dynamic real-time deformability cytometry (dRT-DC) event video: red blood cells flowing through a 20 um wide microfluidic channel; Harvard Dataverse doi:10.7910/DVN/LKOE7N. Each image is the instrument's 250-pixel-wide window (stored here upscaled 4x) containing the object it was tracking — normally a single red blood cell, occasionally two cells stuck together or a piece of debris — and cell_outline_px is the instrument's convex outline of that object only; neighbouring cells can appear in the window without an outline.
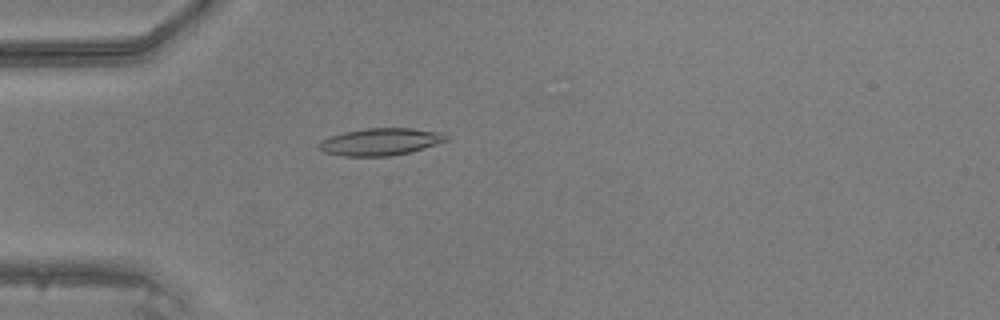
{"species": "common noctule bat (a hibernating species)", "species_latin": "Nyctalus noctula", "temperature_condition": "warm", "stored_images_in_passage": 38, "camera_frame_rate_fps": 3000, "um_per_image_px": 0.085, "animal": {"sex": "male", "body_mass_g": 20.5, "forearm_length_mm": 52.5}, "frame": {"image": 1, "passage_image": 5, "time_ms": 1.333, "image_size_px": [1000, 320], "cell_outline_px": [[448, 140], [412, 152], [388, 156], [344, 156], [324, 152], [316, 148], [316, 144], [320, 140], [344, 132], [368, 128], [412, 128], [440, 132], [448, 136]], "centroid_in_image_um": [32.31, 12.05], "position_along_channel_um": 52.7, "area_um2": 20.23}}
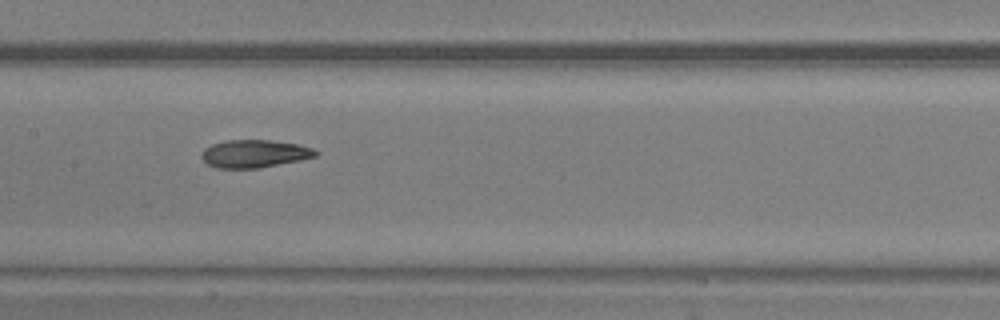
{"frame": {"image": 2, "passage_image": 15, "time_ms": 4.667, "image_size_px": [1000, 320], "cell_outline_px": [[320, 152], [316, 156], [300, 160], [256, 168], [216, 168], [208, 164], [200, 156], [204, 148], [212, 144], [228, 140], [268, 140], [296, 144], [312, 148]], "centroid_in_image_um": [21.61, 13.06], "position_along_channel_um": 185.8, "area_um2": 18.26}}
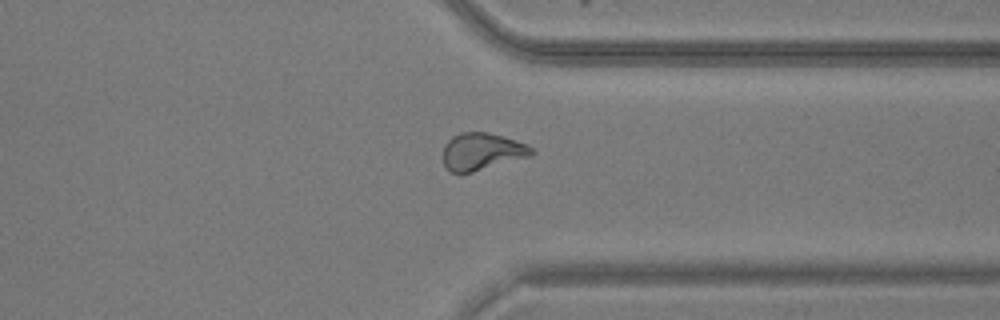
{"frame": {"image": 3, "passage_image": 28, "time_ms": 9.0, "image_size_px": [1000, 320], "cell_outline_px": [[536, 152], [532, 156], [460, 176], [448, 172], [444, 164], [444, 144], [452, 136], [460, 132], [488, 132], [528, 144]], "centroid_in_image_um": [40.95, 12.92], "position_along_channel_um": 370.5, "area_um2": 19.77}}